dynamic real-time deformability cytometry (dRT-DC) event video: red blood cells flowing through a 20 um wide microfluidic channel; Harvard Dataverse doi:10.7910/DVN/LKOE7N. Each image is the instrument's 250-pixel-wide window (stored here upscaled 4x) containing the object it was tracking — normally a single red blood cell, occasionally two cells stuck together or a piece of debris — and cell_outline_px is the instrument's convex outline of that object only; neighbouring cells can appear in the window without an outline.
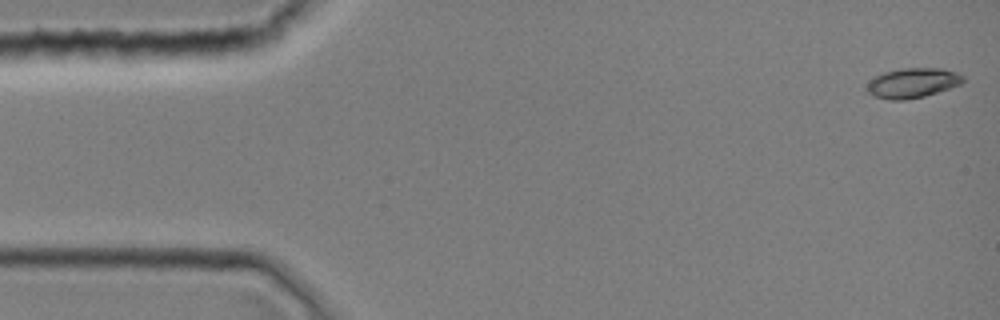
{"species": "common noctule bat (a hibernating species)", "species_latin": "Nyctalus noctula", "temperature_condition": "room temperature", "stored_images_in_passage": 1, "camera_frame_rate_fps": 3000, "um_per_image_px": 0.085, "animal": {"sex": "female", "body_mass_g": 19.0, "forearm_length_mm": 51.5}, "frame": {"image": 1, "passage_image": 1, "time_ms": 0.0, "image_size_px": [1000, 320], "cell_outline_px": [[964, 80], [960, 84], [924, 96], [904, 100], [888, 100], [872, 96], [864, 88], [876, 76], [884, 72], [900, 68], [940, 68], [956, 72], [964, 76]], "centroid_in_image_um": [77.53, 7.05], "position_along_channel_um": 7.5, "area_um2": 16.65}}